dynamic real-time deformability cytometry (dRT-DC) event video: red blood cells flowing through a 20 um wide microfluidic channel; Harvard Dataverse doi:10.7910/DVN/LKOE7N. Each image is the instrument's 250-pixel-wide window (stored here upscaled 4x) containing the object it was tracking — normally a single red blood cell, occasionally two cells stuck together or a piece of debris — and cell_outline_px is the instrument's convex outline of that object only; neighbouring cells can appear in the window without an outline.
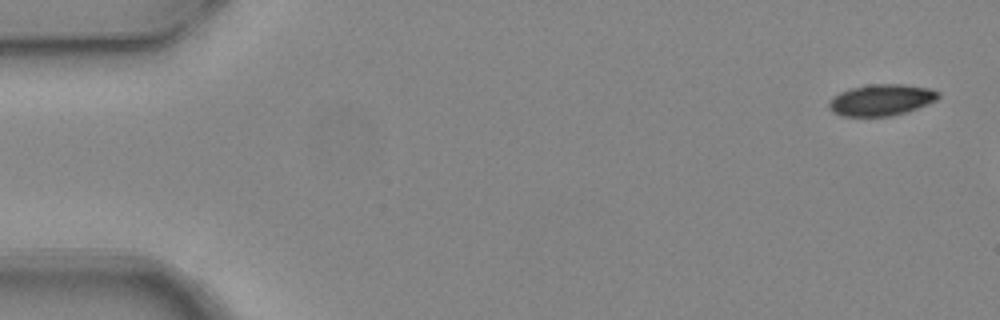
{"species": "common noctule bat (a hibernating species)", "species_latin": "Nyctalus noctula", "temperature_condition": "warm", "stored_images_in_passage": 3, "camera_frame_rate_fps": 3000, "um_per_image_px": 0.085, "animal": {"sex": "female", "body_mass_g": 24.6, "forearm_length_mm": 56.2}, "frame": {"image": 1, "passage_image": 3, "time_ms": 0.667, "image_size_px": [1000, 320], "cell_outline_px": [[940, 96], [936, 100], [916, 108], [892, 116], [840, 116], [832, 112], [828, 108], [828, 100], [832, 96], [848, 88], [872, 84], [904, 84], [932, 88], [940, 92]], "centroid_in_image_um": [74.87, 8.48], "position_along_channel_um": 10.1, "area_um2": 20.23}}